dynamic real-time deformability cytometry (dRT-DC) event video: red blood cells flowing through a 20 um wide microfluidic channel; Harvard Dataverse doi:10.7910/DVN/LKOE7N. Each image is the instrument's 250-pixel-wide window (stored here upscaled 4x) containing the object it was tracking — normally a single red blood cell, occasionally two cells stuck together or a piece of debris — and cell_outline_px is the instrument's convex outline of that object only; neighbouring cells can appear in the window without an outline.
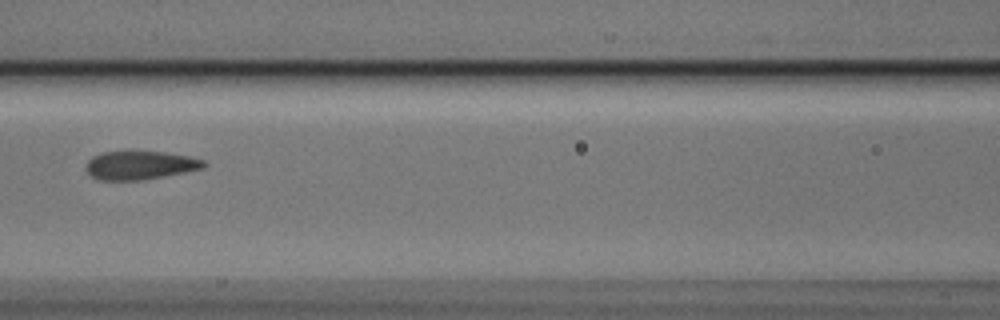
{"species": "Egyptian fruit bat (a non-hibernating species)", "species_latin": "Rousettus aegyptiacus", "temperature_condition": "cold", "stored_images_in_passage": 4, "camera_frame_rate_fps": 3000, "um_per_image_px": 0.085, "animal": {"sex": "male"}, "frame": {"image": 1, "passage_image": 4, "time_ms": 1.0, "image_size_px": [1000, 320], "cell_outline_px": [[208, 164], [204, 168], [144, 180], [100, 180], [92, 176], [84, 168], [84, 164], [92, 156], [100, 152], [164, 152], [188, 156], [204, 160]], "centroid_in_image_um": [11.88, 14.05], "position_along_channel_um": 154.7, "area_um2": 19.59}}